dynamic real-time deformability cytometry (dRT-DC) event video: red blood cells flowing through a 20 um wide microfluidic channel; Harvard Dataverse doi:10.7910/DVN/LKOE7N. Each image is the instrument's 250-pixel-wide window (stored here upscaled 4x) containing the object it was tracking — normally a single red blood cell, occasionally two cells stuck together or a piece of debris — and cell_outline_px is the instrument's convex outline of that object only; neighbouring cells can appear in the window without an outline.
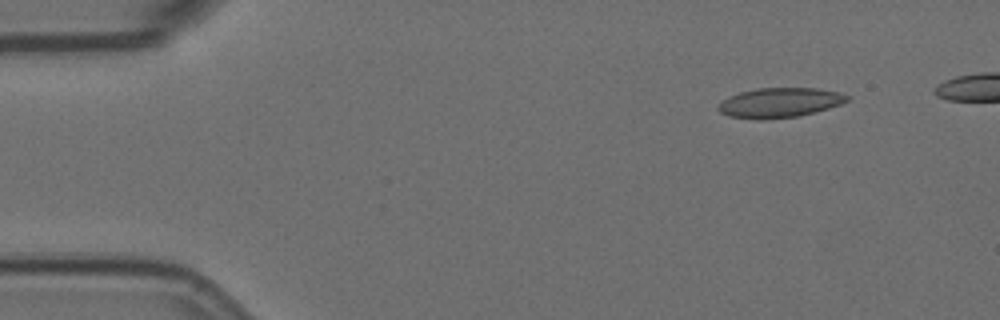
{"species": "Egyptian fruit bat (a non-hibernating species)", "species_latin": "Rousettus aegyptiacus", "temperature_condition": "room temperature", "stored_images_in_passage": 5, "segment_of_instrument_passage": [1, 2], "camera_frame_rate_fps": 3000, "um_per_image_px": 0.085, "animal": {"sex": "female"}, "frame": {"image": 1, "passage_image": 2, "time_ms": 0.333, "image_size_px": [1000, 320], "cell_outline_px": [[852, 96], [848, 100], [840, 104], [828, 108], [800, 116], [768, 120], [756, 120], [728, 116], [720, 112], [716, 108], [728, 96], [740, 92], [756, 88], [820, 88], [840, 92]], "centroid_in_image_um": [66.28, 8.73], "position_along_channel_um": 18.7, "area_um2": 22.66}}